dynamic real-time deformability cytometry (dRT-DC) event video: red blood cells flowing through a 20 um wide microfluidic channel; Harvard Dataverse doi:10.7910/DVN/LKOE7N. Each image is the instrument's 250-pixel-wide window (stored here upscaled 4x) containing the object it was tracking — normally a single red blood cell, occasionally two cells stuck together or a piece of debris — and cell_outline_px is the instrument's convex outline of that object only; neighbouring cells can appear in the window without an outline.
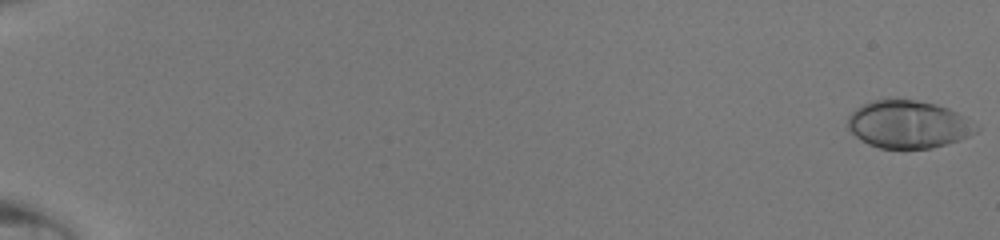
{"species": "human", "species_latin": "Homo sapiens", "temperature_condition": "room temperature", "stored_images_in_passage": 49, "camera_frame_rate_fps": 3000, "um_per_image_px": 0.085, "donor": {"sex": "male"}, "frame": {"image": 1, "passage_image": 1, "time_ms": 0.0, "image_size_px": [1000, 240], "cell_outline_px": [[980, 128], [976, 132], [960, 140], [932, 148], [880, 148], [868, 144], [860, 140], [848, 128], [848, 116], [856, 108], [872, 100], [916, 100], [936, 104], [948, 108], [964, 116]], "centroid_in_image_um": [77.21, 10.58], "position_along_channel_um": 7.8, "area_um2": 35.43}}
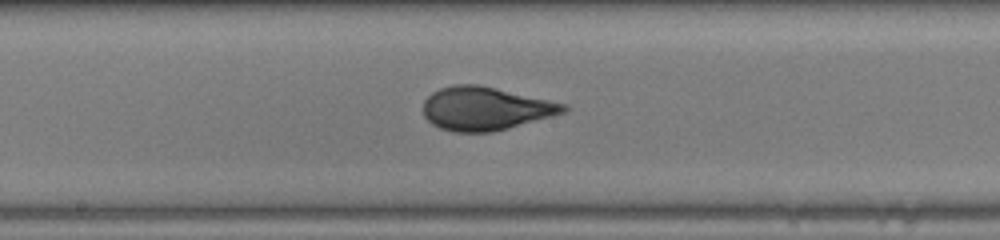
{"frame": {"image": 2, "passage_image": 29, "time_ms": 9.333, "image_size_px": [1000, 240], "cell_outline_px": [[568, 108], [564, 112], [552, 116], [508, 128], [492, 132], [452, 132], [440, 128], [432, 124], [424, 116], [424, 100], [432, 92], [440, 88], [452, 84], [480, 84], [568, 104]], "centroid_in_image_um": [41.25, 9.22], "position_along_channel_um": 207.0, "area_um2": 35.55}}
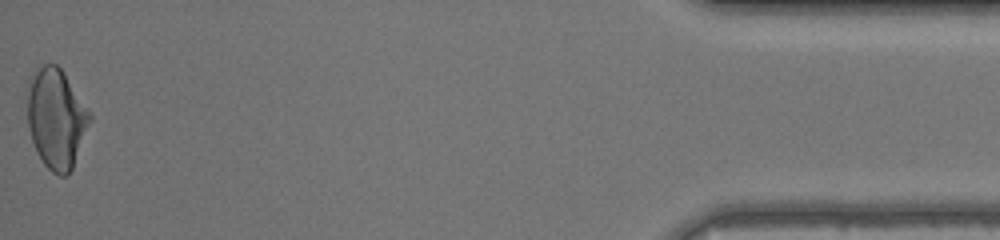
{"frame": {"image": 3, "passage_image": 49, "time_ms": 16.0, "image_size_px": [1000, 240], "cell_outline_px": [[92, 120], [72, 168], [68, 176], [60, 176], [52, 172], [44, 164], [32, 140], [28, 128], [24, 88], [28, 80], [44, 64], [56, 64], [64, 72], [88, 108], [92, 116]], "centroid_in_image_um": [4.76, 10.05], "position_along_channel_um": 430.4, "area_um2": 36.82}}